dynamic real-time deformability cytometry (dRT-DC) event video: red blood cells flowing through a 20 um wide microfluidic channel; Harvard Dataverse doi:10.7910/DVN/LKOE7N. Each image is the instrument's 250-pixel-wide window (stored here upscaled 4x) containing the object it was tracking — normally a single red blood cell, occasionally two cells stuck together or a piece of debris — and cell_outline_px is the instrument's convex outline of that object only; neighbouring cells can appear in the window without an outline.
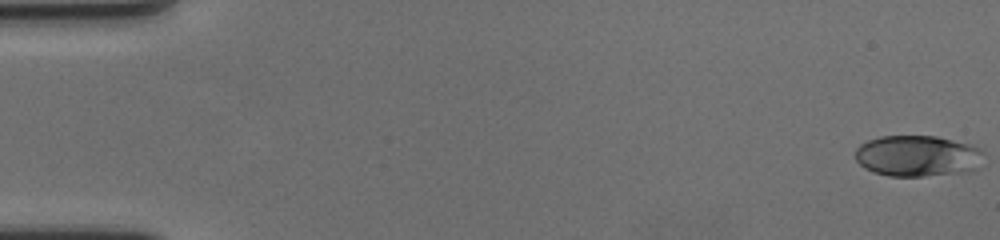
{"species": "human", "species_latin": "Homo sapiens", "temperature_condition": "cold", "stored_images_in_passage": 59, "camera_frame_rate_fps": 3000, "um_per_image_px": 0.085, "donor": {"sex": "female"}, "frame": {"image": 1, "passage_image": 1, "time_ms": 0.0, "image_size_px": [1000, 240], "cell_outline_px": [[984, 152], [980, 168], [968, 172], [924, 176], [888, 176], [872, 172], [864, 168], [856, 160], [856, 148], [860, 144], [868, 140], [880, 136], [936, 136], [972, 144], [980, 148]], "centroid_in_image_um": [78.03, 13.26], "position_along_channel_um": 7.0, "area_um2": 31.27}}
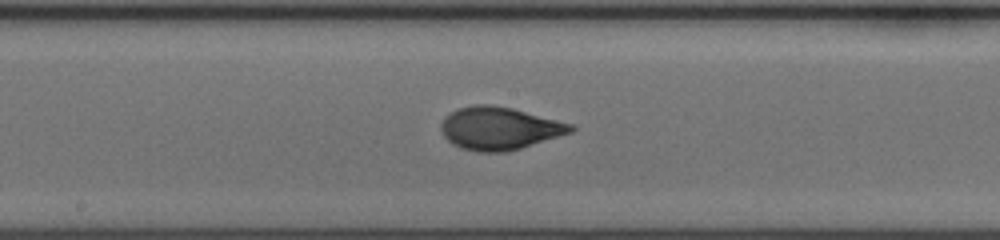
{"frame": {"image": 2, "passage_image": 32, "time_ms": 10.333, "image_size_px": [1000, 240], "cell_outline_px": [[576, 128], [572, 132], [508, 152], [476, 152], [460, 148], [452, 144], [444, 136], [440, 128], [440, 124], [444, 116], [460, 108], [476, 104], [492, 104], [512, 108], [572, 124]], "centroid_in_image_um": [42.42, 10.92], "position_along_channel_um": 205.8, "area_um2": 32.31}}
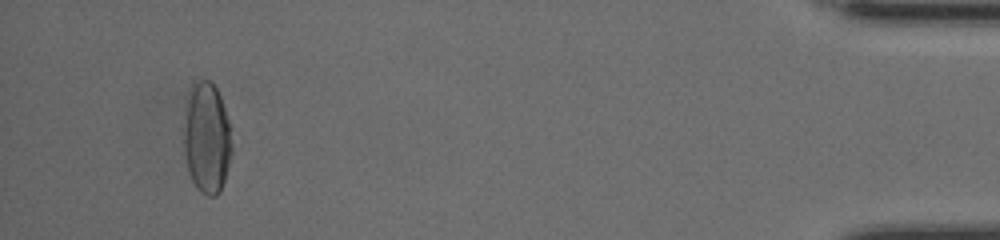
{"frame": {"image": 3, "passage_image": 56, "time_ms": 18.333, "image_size_px": [1000, 240], "cell_outline_px": [[232, 152], [224, 180], [216, 196], [208, 196], [200, 192], [192, 180], [188, 168], [184, 152], [184, 132], [188, 100], [192, 84], [200, 80], [208, 80], [216, 88], [220, 96], [228, 120], [232, 144]], "centroid_in_image_um": [17.59, 11.75], "position_along_channel_um": 417.6, "area_um2": 30.46}, "authors_computed_cell_mechanics": {"area_um2": 30.8652, "velocity_mm_per_s": 3.5538, "shape_relaxation_time_tau1_ms": 4.9161, "shape_relaxation_time_tau2_ms": 0.9252, "deformation_change_tau1": 0.1932, "deformation_change_tau2": 0.0554}}